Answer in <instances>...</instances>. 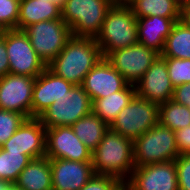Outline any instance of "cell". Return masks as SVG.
Listing matches in <instances>:
<instances>
[{"mask_svg":"<svg viewBox=\"0 0 190 190\" xmlns=\"http://www.w3.org/2000/svg\"><path fill=\"white\" fill-rule=\"evenodd\" d=\"M172 100L185 106L190 105V83L174 87Z\"/></svg>","mask_w":190,"mask_h":190,"instance_id":"obj_34","label":"cell"},{"mask_svg":"<svg viewBox=\"0 0 190 190\" xmlns=\"http://www.w3.org/2000/svg\"><path fill=\"white\" fill-rule=\"evenodd\" d=\"M10 185L8 181L0 179V190H7Z\"/></svg>","mask_w":190,"mask_h":190,"instance_id":"obj_38","label":"cell"},{"mask_svg":"<svg viewBox=\"0 0 190 190\" xmlns=\"http://www.w3.org/2000/svg\"><path fill=\"white\" fill-rule=\"evenodd\" d=\"M176 3L180 5V7L184 6L185 4L189 3L190 0H174Z\"/></svg>","mask_w":190,"mask_h":190,"instance_id":"obj_40","label":"cell"},{"mask_svg":"<svg viewBox=\"0 0 190 190\" xmlns=\"http://www.w3.org/2000/svg\"><path fill=\"white\" fill-rule=\"evenodd\" d=\"M113 5H128L131 0H109Z\"/></svg>","mask_w":190,"mask_h":190,"instance_id":"obj_37","label":"cell"},{"mask_svg":"<svg viewBox=\"0 0 190 190\" xmlns=\"http://www.w3.org/2000/svg\"><path fill=\"white\" fill-rule=\"evenodd\" d=\"M175 139L179 154H190V125L175 131Z\"/></svg>","mask_w":190,"mask_h":190,"instance_id":"obj_33","label":"cell"},{"mask_svg":"<svg viewBox=\"0 0 190 190\" xmlns=\"http://www.w3.org/2000/svg\"><path fill=\"white\" fill-rule=\"evenodd\" d=\"M136 95L162 104L172 100L174 86L168 75L166 60L159 55L143 77L135 84Z\"/></svg>","mask_w":190,"mask_h":190,"instance_id":"obj_15","label":"cell"},{"mask_svg":"<svg viewBox=\"0 0 190 190\" xmlns=\"http://www.w3.org/2000/svg\"><path fill=\"white\" fill-rule=\"evenodd\" d=\"M1 149L25 154L32 159L45 157L46 128L39 118H27Z\"/></svg>","mask_w":190,"mask_h":190,"instance_id":"obj_14","label":"cell"},{"mask_svg":"<svg viewBox=\"0 0 190 190\" xmlns=\"http://www.w3.org/2000/svg\"><path fill=\"white\" fill-rule=\"evenodd\" d=\"M36 77L7 74L0 78V109L31 118V104Z\"/></svg>","mask_w":190,"mask_h":190,"instance_id":"obj_13","label":"cell"},{"mask_svg":"<svg viewBox=\"0 0 190 190\" xmlns=\"http://www.w3.org/2000/svg\"><path fill=\"white\" fill-rule=\"evenodd\" d=\"M179 155L175 132L160 123L133 140L135 167L172 161Z\"/></svg>","mask_w":190,"mask_h":190,"instance_id":"obj_5","label":"cell"},{"mask_svg":"<svg viewBox=\"0 0 190 190\" xmlns=\"http://www.w3.org/2000/svg\"><path fill=\"white\" fill-rule=\"evenodd\" d=\"M25 119L21 113L0 109V148Z\"/></svg>","mask_w":190,"mask_h":190,"instance_id":"obj_29","label":"cell"},{"mask_svg":"<svg viewBox=\"0 0 190 190\" xmlns=\"http://www.w3.org/2000/svg\"><path fill=\"white\" fill-rule=\"evenodd\" d=\"M9 59L7 56L5 34L0 36V78L9 74Z\"/></svg>","mask_w":190,"mask_h":190,"instance_id":"obj_35","label":"cell"},{"mask_svg":"<svg viewBox=\"0 0 190 190\" xmlns=\"http://www.w3.org/2000/svg\"><path fill=\"white\" fill-rule=\"evenodd\" d=\"M164 58L169 78L174 87L190 83V59Z\"/></svg>","mask_w":190,"mask_h":190,"instance_id":"obj_28","label":"cell"},{"mask_svg":"<svg viewBox=\"0 0 190 190\" xmlns=\"http://www.w3.org/2000/svg\"><path fill=\"white\" fill-rule=\"evenodd\" d=\"M52 190H80L94 175L92 162L50 159Z\"/></svg>","mask_w":190,"mask_h":190,"instance_id":"obj_17","label":"cell"},{"mask_svg":"<svg viewBox=\"0 0 190 190\" xmlns=\"http://www.w3.org/2000/svg\"><path fill=\"white\" fill-rule=\"evenodd\" d=\"M20 0H0V23L7 29H17Z\"/></svg>","mask_w":190,"mask_h":190,"instance_id":"obj_30","label":"cell"},{"mask_svg":"<svg viewBox=\"0 0 190 190\" xmlns=\"http://www.w3.org/2000/svg\"><path fill=\"white\" fill-rule=\"evenodd\" d=\"M159 123L174 132L189 126L190 111L188 106L178 104L173 100L160 104Z\"/></svg>","mask_w":190,"mask_h":190,"instance_id":"obj_26","label":"cell"},{"mask_svg":"<svg viewBox=\"0 0 190 190\" xmlns=\"http://www.w3.org/2000/svg\"><path fill=\"white\" fill-rule=\"evenodd\" d=\"M62 19L61 7L43 0H20L18 30L47 20Z\"/></svg>","mask_w":190,"mask_h":190,"instance_id":"obj_21","label":"cell"},{"mask_svg":"<svg viewBox=\"0 0 190 190\" xmlns=\"http://www.w3.org/2000/svg\"><path fill=\"white\" fill-rule=\"evenodd\" d=\"M92 100L81 85H74L58 98L38 118L45 128L72 126L92 112Z\"/></svg>","mask_w":190,"mask_h":190,"instance_id":"obj_7","label":"cell"},{"mask_svg":"<svg viewBox=\"0 0 190 190\" xmlns=\"http://www.w3.org/2000/svg\"><path fill=\"white\" fill-rule=\"evenodd\" d=\"M135 95V85L128 84L124 89L116 93L94 100L92 112L110 126L119 112L130 103Z\"/></svg>","mask_w":190,"mask_h":190,"instance_id":"obj_22","label":"cell"},{"mask_svg":"<svg viewBox=\"0 0 190 190\" xmlns=\"http://www.w3.org/2000/svg\"><path fill=\"white\" fill-rule=\"evenodd\" d=\"M112 5L109 0H66L61 8L62 19L72 36L96 38Z\"/></svg>","mask_w":190,"mask_h":190,"instance_id":"obj_4","label":"cell"},{"mask_svg":"<svg viewBox=\"0 0 190 190\" xmlns=\"http://www.w3.org/2000/svg\"><path fill=\"white\" fill-rule=\"evenodd\" d=\"M190 27V2L181 7V18Z\"/></svg>","mask_w":190,"mask_h":190,"instance_id":"obj_36","label":"cell"},{"mask_svg":"<svg viewBox=\"0 0 190 190\" xmlns=\"http://www.w3.org/2000/svg\"><path fill=\"white\" fill-rule=\"evenodd\" d=\"M159 123V104L135 95L109 128L134 140Z\"/></svg>","mask_w":190,"mask_h":190,"instance_id":"obj_6","label":"cell"},{"mask_svg":"<svg viewBox=\"0 0 190 190\" xmlns=\"http://www.w3.org/2000/svg\"><path fill=\"white\" fill-rule=\"evenodd\" d=\"M75 135L92 152L97 148L109 126L96 114H90L77 120L72 126Z\"/></svg>","mask_w":190,"mask_h":190,"instance_id":"obj_23","label":"cell"},{"mask_svg":"<svg viewBox=\"0 0 190 190\" xmlns=\"http://www.w3.org/2000/svg\"><path fill=\"white\" fill-rule=\"evenodd\" d=\"M101 58L95 38L72 36L47 68L73 85H81L86 74Z\"/></svg>","mask_w":190,"mask_h":190,"instance_id":"obj_1","label":"cell"},{"mask_svg":"<svg viewBox=\"0 0 190 190\" xmlns=\"http://www.w3.org/2000/svg\"><path fill=\"white\" fill-rule=\"evenodd\" d=\"M45 156L49 159L92 162V151L75 135L71 126L46 128Z\"/></svg>","mask_w":190,"mask_h":190,"instance_id":"obj_11","label":"cell"},{"mask_svg":"<svg viewBox=\"0 0 190 190\" xmlns=\"http://www.w3.org/2000/svg\"><path fill=\"white\" fill-rule=\"evenodd\" d=\"M31 160L28 155L8 152L0 148V179L14 184Z\"/></svg>","mask_w":190,"mask_h":190,"instance_id":"obj_27","label":"cell"},{"mask_svg":"<svg viewBox=\"0 0 190 190\" xmlns=\"http://www.w3.org/2000/svg\"><path fill=\"white\" fill-rule=\"evenodd\" d=\"M6 31H7V28L3 24L0 23V36L4 35Z\"/></svg>","mask_w":190,"mask_h":190,"instance_id":"obj_41","label":"cell"},{"mask_svg":"<svg viewBox=\"0 0 190 190\" xmlns=\"http://www.w3.org/2000/svg\"><path fill=\"white\" fill-rule=\"evenodd\" d=\"M128 84L106 58H101L86 74L81 86L93 102L124 89Z\"/></svg>","mask_w":190,"mask_h":190,"instance_id":"obj_16","label":"cell"},{"mask_svg":"<svg viewBox=\"0 0 190 190\" xmlns=\"http://www.w3.org/2000/svg\"><path fill=\"white\" fill-rule=\"evenodd\" d=\"M160 55L162 57L190 59V27L182 20L174 23Z\"/></svg>","mask_w":190,"mask_h":190,"instance_id":"obj_25","label":"cell"},{"mask_svg":"<svg viewBox=\"0 0 190 190\" xmlns=\"http://www.w3.org/2000/svg\"><path fill=\"white\" fill-rule=\"evenodd\" d=\"M74 85L46 68L34 81L31 118H38L58 98Z\"/></svg>","mask_w":190,"mask_h":190,"instance_id":"obj_18","label":"cell"},{"mask_svg":"<svg viewBox=\"0 0 190 190\" xmlns=\"http://www.w3.org/2000/svg\"><path fill=\"white\" fill-rule=\"evenodd\" d=\"M136 18L160 16L181 18V7L174 0H131L128 4Z\"/></svg>","mask_w":190,"mask_h":190,"instance_id":"obj_24","label":"cell"},{"mask_svg":"<svg viewBox=\"0 0 190 190\" xmlns=\"http://www.w3.org/2000/svg\"><path fill=\"white\" fill-rule=\"evenodd\" d=\"M92 166L95 175L112 176L125 184L135 168L133 140L109 128L92 152Z\"/></svg>","mask_w":190,"mask_h":190,"instance_id":"obj_2","label":"cell"},{"mask_svg":"<svg viewBox=\"0 0 190 190\" xmlns=\"http://www.w3.org/2000/svg\"><path fill=\"white\" fill-rule=\"evenodd\" d=\"M180 18L160 16L137 18L138 43L162 53L167 36Z\"/></svg>","mask_w":190,"mask_h":190,"instance_id":"obj_19","label":"cell"},{"mask_svg":"<svg viewBox=\"0 0 190 190\" xmlns=\"http://www.w3.org/2000/svg\"><path fill=\"white\" fill-rule=\"evenodd\" d=\"M14 184L22 190H52L50 159H32Z\"/></svg>","mask_w":190,"mask_h":190,"instance_id":"obj_20","label":"cell"},{"mask_svg":"<svg viewBox=\"0 0 190 190\" xmlns=\"http://www.w3.org/2000/svg\"><path fill=\"white\" fill-rule=\"evenodd\" d=\"M102 58L111 52L138 44L137 18L128 5H112L95 38Z\"/></svg>","mask_w":190,"mask_h":190,"instance_id":"obj_3","label":"cell"},{"mask_svg":"<svg viewBox=\"0 0 190 190\" xmlns=\"http://www.w3.org/2000/svg\"><path fill=\"white\" fill-rule=\"evenodd\" d=\"M159 55L155 50L138 43L117 49L111 52L106 59L129 84L135 85Z\"/></svg>","mask_w":190,"mask_h":190,"instance_id":"obj_10","label":"cell"},{"mask_svg":"<svg viewBox=\"0 0 190 190\" xmlns=\"http://www.w3.org/2000/svg\"><path fill=\"white\" fill-rule=\"evenodd\" d=\"M5 42L11 74L37 77L47 68L23 30L7 29Z\"/></svg>","mask_w":190,"mask_h":190,"instance_id":"obj_9","label":"cell"},{"mask_svg":"<svg viewBox=\"0 0 190 190\" xmlns=\"http://www.w3.org/2000/svg\"><path fill=\"white\" fill-rule=\"evenodd\" d=\"M7 190H22V189H19L15 184H11Z\"/></svg>","mask_w":190,"mask_h":190,"instance_id":"obj_42","label":"cell"},{"mask_svg":"<svg viewBox=\"0 0 190 190\" xmlns=\"http://www.w3.org/2000/svg\"><path fill=\"white\" fill-rule=\"evenodd\" d=\"M43 1L53 2L54 4L62 8L66 0H43Z\"/></svg>","mask_w":190,"mask_h":190,"instance_id":"obj_39","label":"cell"},{"mask_svg":"<svg viewBox=\"0 0 190 190\" xmlns=\"http://www.w3.org/2000/svg\"><path fill=\"white\" fill-rule=\"evenodd\" d=\"M179 190H190V154L179 155L175 159Z\"/></svg>","mask_w":190,"mask_h":190,"instance_id":"obj_32","label":"cell"},{"mask_svg":"<svg viewBox=\"0 0 190 190\" xmlns=\"http://www.w3.org/2000/svg\"><path fill=\"white\" fill-rule=\"evenodd\" d=\"M37 55L48 65L72 37L71 29L63 19L41 21L23 30Z\"/></svg>","mask_w":190,"mask_h":190,"instance_id":"obj_8","label":"cell"},{"mask_svg":"<svg viewBox=\"0 0 190 190\" xmlns=\"http://www.w3.org/2000/svg\"><path fill=\"white\" fill-rule=\"evenodd\" d=\"M124 183L112 176L94 175L80 190H122Z\"/></svg>","mask_w":190,"mask_h":190,"instance_id":"obj_31","label":"cell"},{"mask_svg":"<svg viewBox=\"0 0 190 190\" xmlns=\"http://www.w3.org/2000/svg\"><path fill=\"white\" fill-rule=\"evenodd\" d=\"M124 187L128 190H179L175 160L135 167Z\"/></svg>","mask_w":190,"mask_h":190,"instance_id":"obj_12","label":"cell"}]
</instances>
